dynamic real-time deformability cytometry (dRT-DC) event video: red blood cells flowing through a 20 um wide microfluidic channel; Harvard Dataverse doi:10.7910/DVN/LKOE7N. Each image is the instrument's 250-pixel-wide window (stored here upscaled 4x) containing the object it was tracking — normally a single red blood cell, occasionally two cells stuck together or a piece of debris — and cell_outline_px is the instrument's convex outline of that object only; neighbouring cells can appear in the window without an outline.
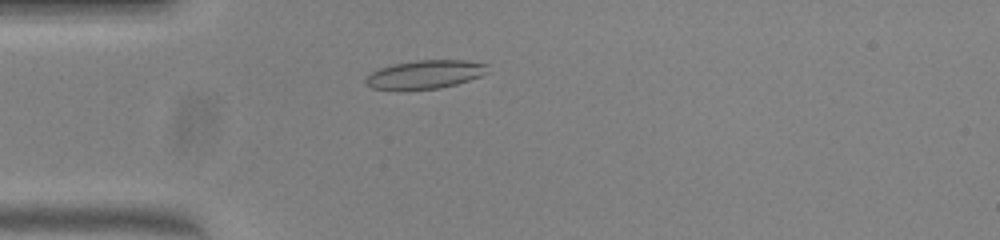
{"species": "common noctule bat (a hibernating species)", "species_latin": "Nyctalus noctula", "temperature_condition": "warm", "stored_images_in_passage": 39, "camera_frame_rate_fps": 3000, "um_per_image_px": 0.085, "animal": {"sex": "female", "body_mass_g": 23.0, "forearm_length_mm": 53.4}, "frame": {"image": 1, "passage_image": 2, "time_ms": 0.333, "image_size_px": [1000, 240], "cell_outline_px": [[488, 72], [480, 76], [456, 84], [440, 88], [396, 92], [372, 88], [364, 84], [364, 80], [372, 72], [380, 68], [392, 64], [416, 60], [464, 60], [488, 64]], "centroid_in_image_um": [36.07, 6.36], "position_along_channel_um": 48.9, "area_um2": 20.81}}
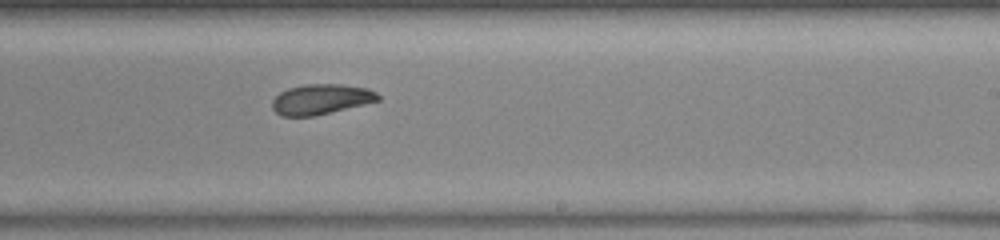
{"frame": {"image": 2, "passage_image": 19, "time_ms": 6.0, "image_size_px": [1000, 240], "cell_outline_px": [[380, 100], [364, 104], [312, 116], [280, 116], [272, 108], [272, 100], [280, 92], [288, 88], [304, 84], [340, 84], [368, 88], [376, 92], [380, 96]], "centroid_in_image_um": [27.27, 8.42], "position_along_channel_um": 261.7, "area_um2": 18.55}}
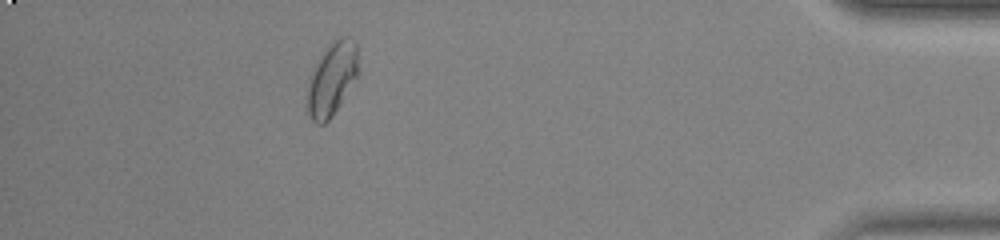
{"frame": {"image": 3, "passage_image": 34, "time_ms": 11.0, "image_size_px": [1000, 240], "cell_outline_px": [[356, 76], [332, 116], [324, 124], [316, 124], [312, 120], [308, 112], [308, 76], [316, 60], [328, 44], [340, 36], [348, 36], [356, 44]], "centroid_in_image_um": [28.15, 6.68], "position_along_channel_um": 407.0, "area_um2": 21.33}, "authors_computed_cell_mechanics": {"area_um2": 19.8832, "velocity_mm_per_s": 3.9866, "shape_relaxation_time_tau1_ms": null, "shape_relaxation_time_tau2_ms": 2.6295, "deformation_change_tau1": null, "deformation_change_tau2": 0.0616}}